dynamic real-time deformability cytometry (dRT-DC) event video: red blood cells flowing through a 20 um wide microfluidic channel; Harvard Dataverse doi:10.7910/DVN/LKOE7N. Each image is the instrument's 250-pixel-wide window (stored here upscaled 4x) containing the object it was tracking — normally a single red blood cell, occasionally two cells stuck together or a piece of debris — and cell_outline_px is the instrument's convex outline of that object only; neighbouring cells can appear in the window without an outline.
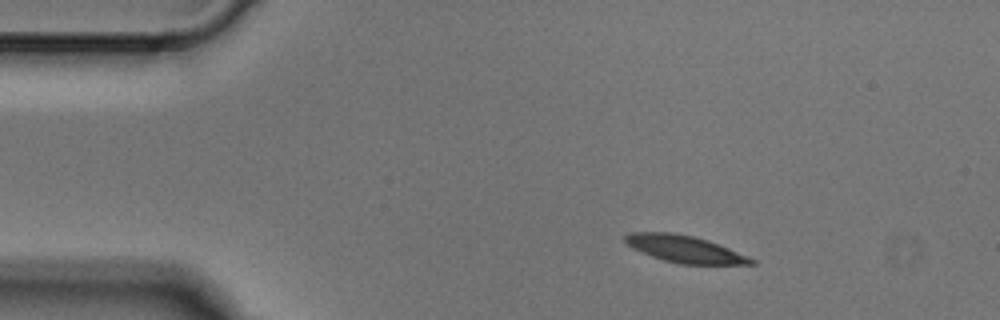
{"species": "Egyptian fruit bat (a non-hibernating species)", "species_latin": "Rousettus aegyptiacus", "temperature_condition": "cold", "stored_images_in_passage": 2, "camera_frame_rate_fps": 3000, "um_per_image_px": 0.085, "animal": {"sex": "male"}, "frame": {"image": 1, "passage_image": 1, "time_ms": 0.0, "image_size_px": [1000, 320], "cell_outline_px": [[756, 264], [680, 264], [664, 260], [652, 256], [632, 248], [624, 240], [624, 236], [628, 232], [672, 232], [692, 236], [708, 240], [728, 248], [756, 260]], "centroid_in_image_um": [58.17, 21.16], "position_along_channel_um": 26.8, "area_um2": 19.65}}